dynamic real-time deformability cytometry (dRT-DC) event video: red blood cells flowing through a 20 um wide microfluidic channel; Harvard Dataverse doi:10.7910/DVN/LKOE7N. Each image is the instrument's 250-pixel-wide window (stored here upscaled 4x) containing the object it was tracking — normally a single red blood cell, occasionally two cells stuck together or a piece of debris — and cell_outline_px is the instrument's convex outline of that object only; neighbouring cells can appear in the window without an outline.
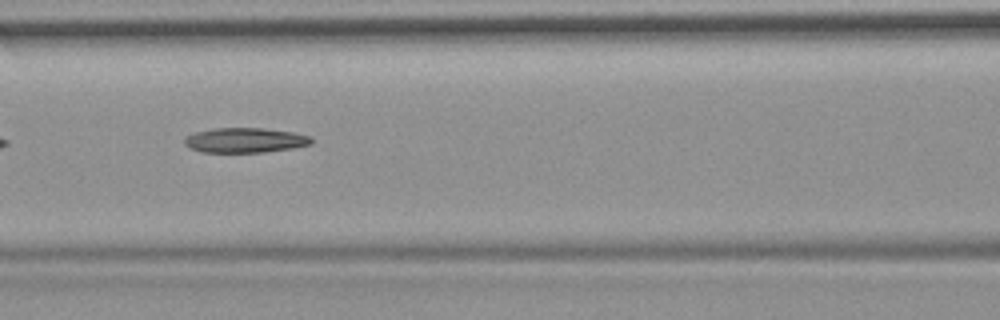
{"species": "common noctule bat (a hibernating species)", "species_latin": "Nyctalus noctula", "temperature_condition": "room temperature", "stored_images_in_passage": 11, "camera_frame_rate_fps": 3000, "um_per_image_px": 0.085, "animal": {"sex": "female", "body_mass_g": 19.9}, "frame": {"image": 1, "passage_image": 7, "time_ms": 7.667, "image_size_px": [1000, 320], "cell_outline_px": [[312, 144], [292, 148], [264, 152], [200, 152], [188, 148], [184, 144], [184, 140], [188, 136], [196, 132], [216, 128], [264, 128], [292, 132], [312, 136]], "centroid_in_image_um": [20.84, 11.92], "position_along_channel_um": 145.8, "area_um2": 18.38}}
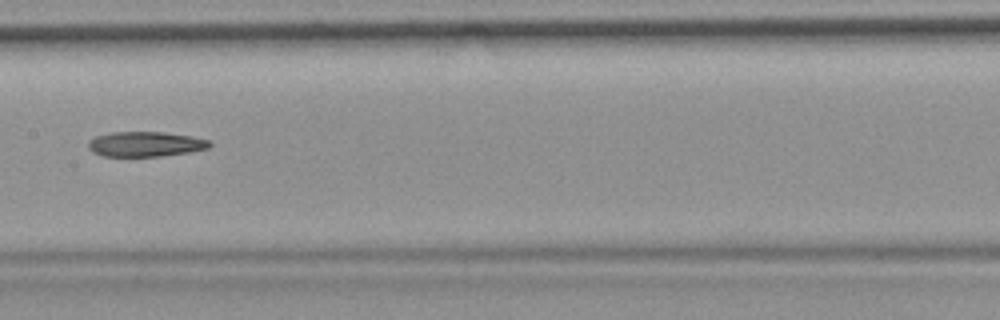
{"frame": {"image": 2, "passage_image": 8, "time_ms": 9.0, "image_size_px": [1000, 320], "cell_outline_px": [[212, 144], [208, 148], [188, 152], [160, 156], [104, 156], [92, 152], [88, 148], [88, 140], [96, 136], [112, 132], [164, 132], [192, 136], [208, 140]], "centroid_in_image_um": [12.33, 12.24], "position_along_channel_um": 195.1, "area_um2": 17.63}}